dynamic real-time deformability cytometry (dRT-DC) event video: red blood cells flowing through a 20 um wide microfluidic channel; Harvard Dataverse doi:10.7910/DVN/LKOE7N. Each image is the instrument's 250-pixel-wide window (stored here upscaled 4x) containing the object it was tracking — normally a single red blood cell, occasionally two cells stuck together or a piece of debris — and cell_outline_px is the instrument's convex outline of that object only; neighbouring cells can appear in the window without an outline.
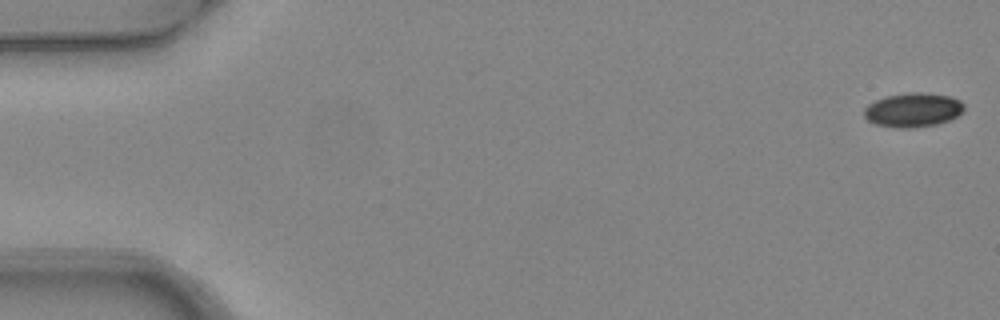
{"species": "common noctule bat (a hibernating species)", "species_latin": "Nyctalus noctula", "temperature_condition": "warm", "stored_images_in_passage": 3, "camera_frame_rate_fps": 3000, "um_per_image_px": 0.085, "animal": {"sex": "female", "body_mass_g": 24.6, "forearm_length_mm": 56.2}, "frame": {"image": 1, "passage_image": 1, "time_ms": 0.0, "image_size_px": [1000, 320], "cell_outline_px": [[964, 112], [948, 120], [936, 124], [912, 128], [896, 128], [876, 124], [868, 120], [864, 116], [864, 108], [868, 104], [876, 100], [888, 96], [912, 92], [920, 92], [952, 96], [960, 100], [964, 104]], "centroid_in_image_um": [77.62, 9.34], "position_along_channel_um": 7.4, "area_um2": 19.88}}